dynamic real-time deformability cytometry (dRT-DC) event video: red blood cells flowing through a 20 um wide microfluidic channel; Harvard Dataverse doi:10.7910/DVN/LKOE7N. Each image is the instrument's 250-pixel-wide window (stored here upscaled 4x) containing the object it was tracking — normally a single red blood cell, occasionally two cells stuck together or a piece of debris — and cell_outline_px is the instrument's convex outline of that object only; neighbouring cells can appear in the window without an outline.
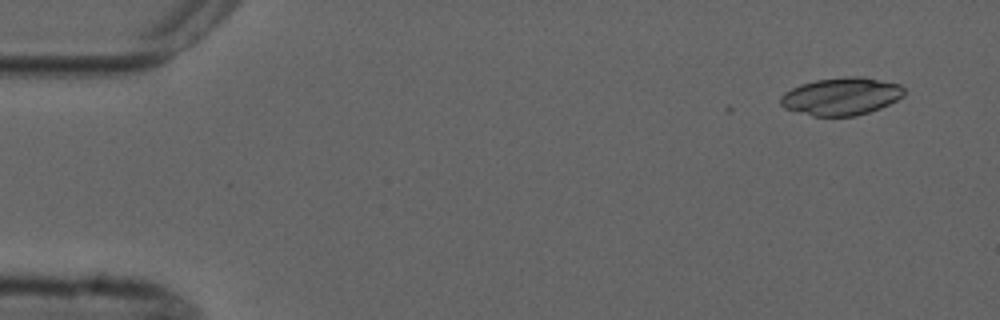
{"species": "common noctule bat (a hibernating species)", "species_latin": "Nyctalus noctula", "temperature_condition": "cold", "stored_images_in_passage": 5, "camera_frame_rate_fps": 3000, "um_per_image_px": 0.085, "animal": {"sex": "male", "forearm_length_mm": 52.5}, "frame": {"image": 1, "passage_image": 1, "time_ms": 0.0, "image_size_px": [1000, 320], "cell_outline_px": [[904, 96], [880, 108], [856, 116], [812, 116], [784, 108], [780, 104], [780, 96], [784, 92], [800, 84], [816, 80], [848, 76], [860, 76], [900, 84], [904, 88]], "centroid_in_image_um": [71.49, 8.19], "position_along_channel_um": 13.5, "area_um2": 27.11}}
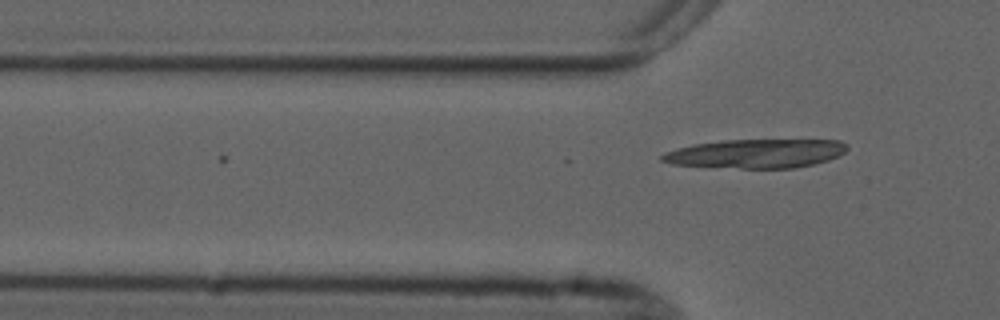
{"frame": {"image": 2, "passage_image": 5, "time_ms": 4.333, "image_size_px": [1000, 320], "cell_outline_px": [[848, 148], [844, 152], [828, 160], [812, 164], [792, 168], [740, 168], [672, 164], [660, 160], [660, 156], [664, 152], [676, 148], [692, 144], [724, 140], [840, 140], [848, 144]], "centroid_in_image_um": [64.24, 13.04], "position_along_channel_um": 61.6, "area_um2": 31.1}}